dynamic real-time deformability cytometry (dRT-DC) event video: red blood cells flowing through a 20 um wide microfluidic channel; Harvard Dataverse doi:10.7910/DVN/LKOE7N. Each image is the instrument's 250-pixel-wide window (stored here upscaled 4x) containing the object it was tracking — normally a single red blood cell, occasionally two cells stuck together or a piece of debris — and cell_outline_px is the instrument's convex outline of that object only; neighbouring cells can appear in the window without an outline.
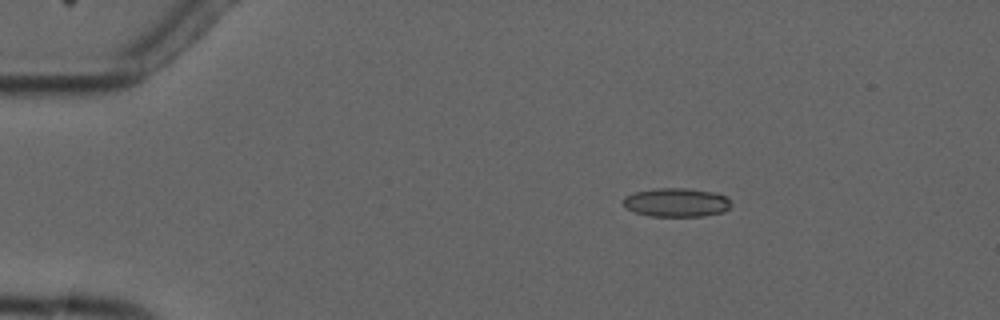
{"species": "common noctule bat (a hibernating species)", "species_latin": "Nyctalus noctula", "temperature_condition": "cold", "stored_images_in_passage": 5, "camera_frame_rate_fps": 3000, "um_per_image_px": 0.085, "animal": {"sex": "male", "forearm_length_mm": 52.5}, "frame": {"image": 1, "passage_image": 2, "time_ms": 1.0, "image_size_px": [1000, 320], "cell_outline_px": [[732, 204], [724, 212], [704, 216], [648, 216], [636, 212], [628, 208], [624, 204], [624, 196], [636, 192], [656, 188], [684, 188], [716, 192], [724, 196]], "centroid_in_image_um": [57.52, 17.21], "position_along_channel_um": 27.5, "area_um2": 17.98}}